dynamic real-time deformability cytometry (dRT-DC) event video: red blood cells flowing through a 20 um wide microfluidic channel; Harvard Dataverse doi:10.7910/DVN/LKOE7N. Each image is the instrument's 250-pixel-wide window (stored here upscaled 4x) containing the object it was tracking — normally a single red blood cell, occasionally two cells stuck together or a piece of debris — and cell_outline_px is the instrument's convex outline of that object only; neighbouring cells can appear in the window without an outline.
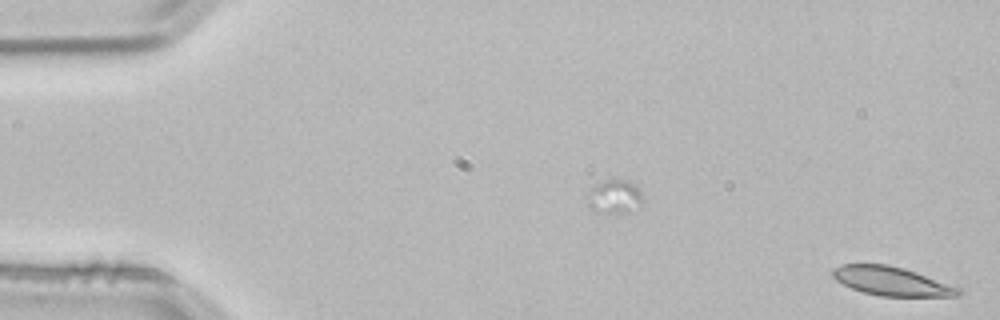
{"species": "common noctule bat (a hibernating species)", "species_latin": "Nyctalus noctula", "temperature_condition": "room temperature", "stored_images_in_passage": 3, "segment_of_instrument_passage": [2, 2], "camera_frame_rate_fps": 3000, "um_per_image_px": 0.085, "animal": {"sex": "male", "body_mass_g": 21.5, "forearm_length_mm": 52.0}, "frame": {"image": 1, "passage_image": 3, "time_ms": 0.667, "image_size_px": [1000, 320], "cell_outline_px": [[964, 292], [956, 296], [880, 296], [864, 292], [852, 288], [836, 280], [832, 276], [832, 272], [840, 264], [888, 264], [904, 268], [916, 272], [960, 288]], "centroid_in_image_um": [75.79, 23.9], "position_along_channel_um": 9.2, "area_um2": 20.92}}